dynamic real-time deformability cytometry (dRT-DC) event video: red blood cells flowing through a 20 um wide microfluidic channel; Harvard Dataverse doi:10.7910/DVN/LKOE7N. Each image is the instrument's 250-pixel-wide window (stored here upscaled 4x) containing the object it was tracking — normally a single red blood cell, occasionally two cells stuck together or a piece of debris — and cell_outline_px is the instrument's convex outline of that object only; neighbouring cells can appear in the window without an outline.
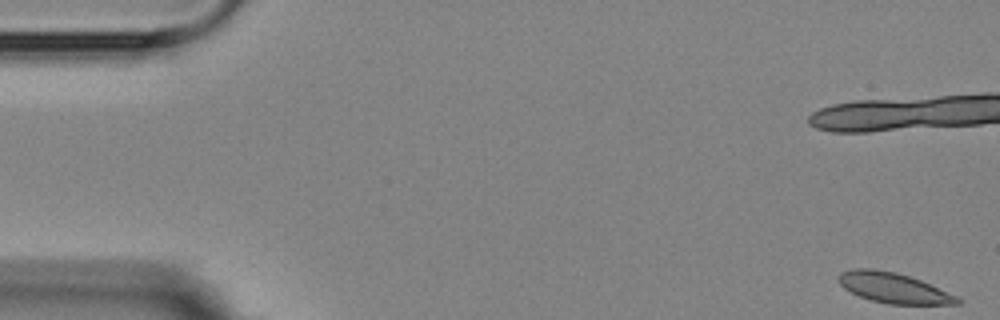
{"species": "Egyptian fruit bat (a non-hibernating species)", "species_latin": "Rousettus aegyptiacus", "temperature_condition": "room temperature", "stored_images_in_passage": 13, "camera_frame_rate_fps": 3000, "um_per_image_px": 0.085, "animal": {"sex": "female"}, "frame": {"image": 1, "passage_image": 1, "time_ms": 0.0, "image_size_px": [1000, 320], "cell_outline_px": [[964, 300], [960, 304], [888, 304], [872, 300], [860, 296], [844, 288], [836, 280], [836, 276], [840, 272], [852, 268], [872, 268], [896, 272], [920, 280], [956, 296]], "centroid_in_image_um": [75.91, 24.46], "position_along_channel_um": 9.1, "area_um2": 20.92}}